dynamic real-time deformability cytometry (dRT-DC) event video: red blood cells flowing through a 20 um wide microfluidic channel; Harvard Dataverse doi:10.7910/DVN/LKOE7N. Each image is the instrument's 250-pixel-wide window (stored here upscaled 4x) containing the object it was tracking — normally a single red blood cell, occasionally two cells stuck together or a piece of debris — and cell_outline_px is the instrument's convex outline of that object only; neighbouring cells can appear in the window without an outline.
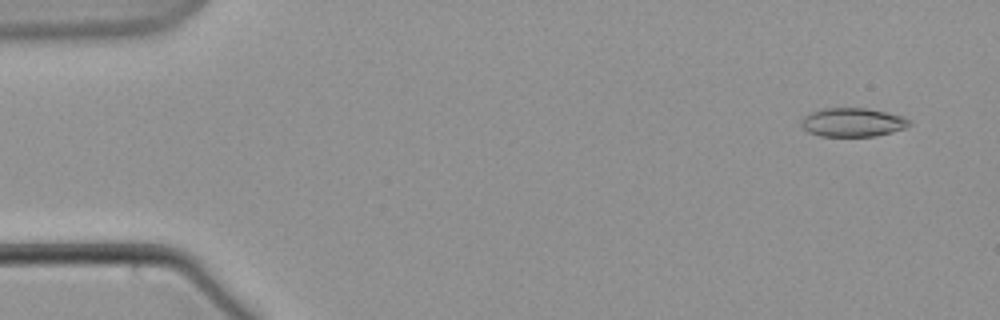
{"species": "common noctule bat (a hibernating species)", "species_latin": "Nyctalus noctula", "temperature_condition": "warm", "stored_images_in_passage": 60, "camera_frame_rate_fps": 3000, "um_per_image_px": 0.085, "animal": {"sex": "male", "body_mass_g": 21.5, "forearm_length_mm": 52.0}, "frame": {"image": 1, "passage_image": 4, "time_ms": 1.0, "image_size_px": [1000, 320], "cell_outline_px": [[912, 124], [904, 128], [892, 132], [876, 136], [820, 136], [808, 132], [800, 124], [800, 120], [804, 116], [812, 112], [824, 108], [868, 108], [904, 116], [912, 120]], "centroid_in_image_um": [72.5, 10.39], "position_along_channel_um": 12.5, "area_um2": 18.26}}
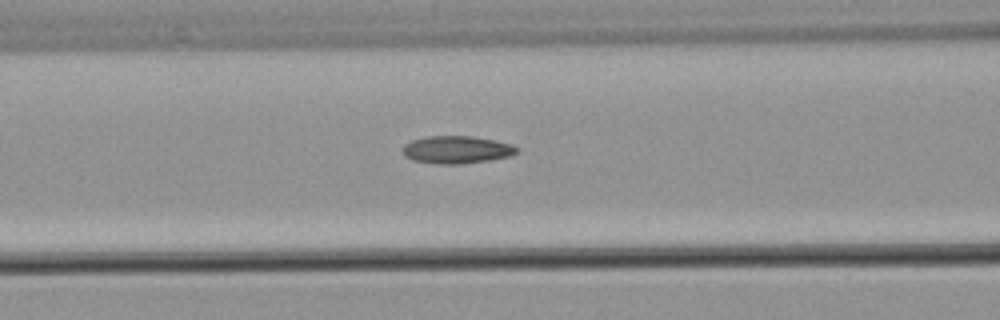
{"frame": {"image": 2, "passage_image": 25, "time_ms": 8.0, "image_size_px": [1000, 320], "cell_outline_px": [[520, 152], [512, 156], [488, 160], [460, 164], [436, 164], [412, 160], [404, 156], [400, 148], [404, 144], [412, 140], [424, 136], [472, 136], [496, 140], [512, 144], [520, 148]], "centroid_in_image_um": [38.82, 12.72], "position_along_channel_um": 127.8, "area_um2": 18.79}}
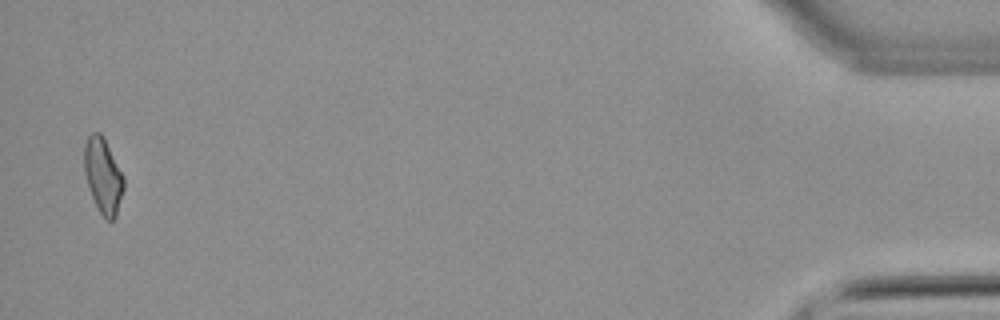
{"frame": {"image": 3, "passage_image": 59, "time_ms": 19.333, "image_size_px": [1000, 320], "cell_outline_px": [[124, 188], [116, 216], [112, 220], [104, 220], [92, 196], [84, 172], [84, 144], [88, 136], [92, 132], [100, 132], [104, 136], [124, 176]], "centroid_in_image_um": [8.77, 14.9], "position_along_channel_um": 426.4, "area_um2": 17.4}}